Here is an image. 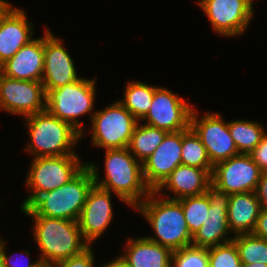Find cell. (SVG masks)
<instances>
[{"instance_id":"34","label":"cell","mask_w":267,"mask_h":267,"mask_svg":"<svg viewBox=\"0 0 267 267\" xmlns=\"http://www.w3.org/2000/svg\"><path fill=\"white\" fill-rule=\"evenodd\" d=\"M253 234L267 240V209H261Z\"/></svg>"},{"instance_id":"6","label":"cell","mask_w":267,"mask_h":267,"mask_svg":"<svg viewBox=\"0 0 267 267\" xmlns=\"http://www.w3.org/2000/svg\"><path fill=\"white\" fill-rule=\"evenodd\" d=\"M95 81L80 78L57 89H45V110L69 123L82 137L84 123L80 122L78 117L88 112L92 113L96 94Z\"/></svg>"},{"instance_id":"9","label":"cell","mask_w":267,"mask_h":267,"mask_svg":"<svg viewBox=\"0 0 267 267\" xmlns=\"http://www.w3.org/2000/svg\"><path fill=\"white\" fill-rule=\"evenodd\" d=\"M195 111L193 109L191 113L190 128L200 138L213 166L239 154L228 123L224 122L220 114L205 113L199 120Z\"/></svg>"},{"instance_id":"2","label":"cell","mask_w":267,"mask_h":267,"mask_svg":"<svg viewBox=\"0 0 267 267\" xmlns=\"http://www.w3.org/2000/svg\"><path fill=\"white\" fill-rule=\"evenodd\" d=\"M156 195V191H151L136 207L157 235L146 238L172 251L192 245L193 236L187 227L181 203L178 200L158 198Z\"/></svg>"},{"instance_id":"19","label":"cell","mask_w":267,"mask_h":267,"mask_svg":"<svg viewBox=\"0 0 267 267\" xmlns=\"http://www.w3.org/2000/svg\"><path fill=\"white\" fill-rule=\"evenodd\" d=\"M33 23L27 21L26 14L13 6L0 19V66L11 59L22 47L33 38Z\"/></svg>"},{"instance_id":"25","label":"cell","mask_w":267,"mask_h":267,"mask_svg":"<svg viewBox=\"0 0 267 267\" xmlns=\"http://www.w3.org/2000/svg\"><path fill=\"white\" fill-rule=\"evenodd\" d=\"M228 128L236 144L238 153L243 154H250L266 134L262 125L248 120L228 122Z\"/></svg>"},{"instance_id":"3","label":"cell","mask_w":267,"mask_h":267,"mask_svg":"<svg viewBox=\"0 0 267 267\" xmlns=\"http://www.w3.org/2000/svg\"><path fill=\"white\" fill-rule=\"evenodd\" d=\"M34 217V240L42 251L41 261L52 263L84 252L91 245L84 239L78 221L62 218Z\"/></svg>"},{"instance_id":"31","label":"cell","mask_w":267,"mask_h":267,"mask_svg":"<svg viewBox=\"0 0 267 267\" xmlns=\"http://www.w3.org/2000/svg\"><path fill=\"white\" fill-rule=\"evenodd\" d=\"M93 254L91 247H89L76 256L55 262L53 267H93L95 261Z\"/></svg>"},{"instance_id":"28","label":"cell","mask_w":267,"mask_h":267,"mask_svg":"<svg viewBox=\"0 0 267 267\" xmlns=\"http://www.w3.org/2000/svg\"><path fill=\"white\" fill-rule=\"evenodd\" d=\"M178 201L181 203L187 227L193 236L207 218L209 199L204 193L199 196L185 197Z\"/></svg>"},{"instance_id":"7","label":"cell","mask_w":267,"mask_h":267,"mask_svg":"<svg viewBox=\"0 0 267 267\" xmlns=\"http://www.w3.org/2000/svg\"><path fill=\"white\" fill-rule=\"evenodd\" d=\"M86 164L77 155L33 158L26 184L31 195L23 201L22 208L29 206L40 194L57 189L72 180Z\"/></svg>"},{"instance_id":"32","label":"cell","mask_w":267,"mask_h":267,"mask_svg":"<svg viewBox=\"0 0 267 267\" xmlns=\"http://www.w3.org/2000/svg\"><path fill=\"white\" fill-rule=\"evenodd\" d=\"M250 156L262 172L267 171V133L261 138L259 144L250 152Z\"/></svg>"},{"instance_id":"5","label":"cell","mask_w":267,"mask_h":267,"mask_svg":"<svg viewBox=\"0 0 267 267\" xmlns=\"http://www.w3.org/2000/svg\"><path fill=\"white\" fill-rule=\"evenodd\" d=\"M25 119L31 139L25 151L31 152L35 158L76 155L72 148L76 146L81 134L69 123L47 110Z\"/></svg>"},{"instance_id":"1","label":"cell","mask_w":267,"mask_h":267,"mask_svg":"<svg viewBox=\"0 0 267 267\" xmlns=\"http://www.w3.org/2000/svg\"><path fill=\"white\" fill-rule=\"evenodd\" d=\"M105 152V178L101 181L96 165L86 164L93 174L94 184L104 190L114 191L119 199L136 208L151 192L143 178L142 163L128 148L109 149ZM143 196L145 197L142 198Z\"/></svg>"},{"instance_id":"10","label":"cell","mask_w":267,"mask_h":267,"mask_svg":"<svg viewBox=\"0 0 267 267\" xmlns=\"http://www.w3.org/2000/svg\"><path fill=\"white\" fill-rule=\"evenodd\" d=\"M261 173L250 154L239 153L214 166L212 184L230 195L255 192Z\"/></svg>"},{"instance_id":"35","label":"cell","mask_w":267,"mask_h":267,"mask_svg":"<svg viewBox=\"0 0 267 267\" xmlns=\"http://www.w3.org/2000/svg\"><path fill=\"white\" fill-rule=\"evenodd\" d=\"M5 243H4V241H3V260H4V267H17V265H16V263L15 262H10L11 261V259L10 258H12L11 256L10 257H8L7 256V254H6V252H5V245H4ZM41 260L40 259H38L37 261H35L34 263H29V264H27V265H25V266H23V267H35L36 265H38L39 264V262H40ZM15 263V264H14ZM21 267V266H20Z\"/></svg>"},{"instance_id":"4","label":"cell","mask_w":267,"mask_h":267,"mask_svg":"<svg viewBox=\"0 0 267 267\" xmlns=\"http://www.w3.org/2000/svg\"><path fill=\"white\" fill-rule=\"evenodd\" d=\"M93 185V174L86 165L72 180L57 189L40 194L29 206L21 209L25 215L78 221Z\"/></svg>"},{"instance_id":"17","label":"cell","mask_w":267,"mask_h":267,"mask_svg":"<svg viewBox=\"0 0 267 267\" xmlns=\"http://www.w3.org/2000/svg\"><path fill=\"white\" fill-rule=\"evenodd\" d=\"M112 210L111 192L94 184L87 194L78 219L81 233L90 245L104 233L111 223Z\"/></svg>"},{"instance_id":"23","label":"cell","mask_w":267,"mask_h":267,"mask_svg":"<svg viewBox=\"0 0 267 267\" xmlns=\"http://www.w3.org/2000/svg\"><path fill=\"white\" fill-rule=\"evenodd\" d=\"M168 132L149 126L136 125L128 149L138 161L144 163L162 143Z\"/></svg>"},{"instance_id":"27","label":"cell","mask_w":267,"mask_h":267,"mask_svg":"<svg viewBox=\"0 0 267 267\" xmlns=\"http://www.w3.org/2000/svg\"><path fill=\"white\" fill-rule=\"evenodd\" d=\"M242 263L262 262L267 264V240L253 233L234 235L232 240Z\"/></svg>"},{"instance_id":"33","label":"cell","mask_w":267,"mask_h":267,"mask_svg":"<svg viewBox=\"0 0 267 267\" xmlns=\"http://www.w3.org/2000/svg\"><path fill=\"white\" fill-rule=\"evenodd\" d=\"M255 192L261 204V209H267V171L261 173Z\"/></svg>"},{"instance_id":"29","label":"cell","mask_w":267,"mask_h":267,"mask_svg":"<svg viewBox=\"0 0 267 267\" xmlns=\"http://www.w3.org/2000/svg\"><path fill=\"white\" fill-rule=\"evenodd\" d=\"M171 267H209L208 248L190 245L173 251Z\"/></svg>"},{"instance_id":"13","label":"cell","mask_w":267,"mask_h":267,"mask_svg":"<svg viewBox=\"0 0 267 267\" xmlns=\"http://www.w3.org/2000/svg\"><path fill=\"white\" fill-rule=\"evenodd\" d=\"M205 194L210 202L207 218L193 235L192 245L209 248L231 242L233 238L225 236L232 233L227 218L230 194L218 189L212 183L207 187Z\"/></svg>"},{"instance_id":"37","label":"cell","mask_w":267,"mask_h":267,"mask_svg":"<svg viewBox=\"0 0 267 267\" xmlns=\"http://www.w3.org/2000/svg\"><path fill=\"white\" fill-rule=\"evenodd\" d=\"M11 6L12 5L10 3L0 0V19L7 13Z\"/></svg>"},{"instance_id":"40","label":"cell","mask_w":267,"mask_h":267,"mask_svg":"<svg viewBox=\"0 0 267 267\" xmlns=\"http://www.w3.org/2000/svg\"><path fill=\"white\" fill-rule=\"evenodd\" d=\"M35 267H53L52 263H47L44 261H40L38 265H36Z\"/></svg>"},{"instance_id":"30","label":"cell","mask_w":267,"mask_h":267,"mask_svg":"<svg viewBox=\"0 0 267 267\" xmlns=\"http://www.w3.org/2000/svg\"><path fill=\"white\" fill-rule=\"evenodd\" d=\"M209 267H241L238 249L233 241L209 247Z\"/></svg>"},{"instance_id":"38","label":"cell","mask_w":267,"mask_h":267,"mask_svg":"<svg viewBox=\"0 0 267 267\" xmlns=\"http://www.w3.org/2000/svg\"><path fill=\"white\" fill-rule=\"evenodd\" d=\"M241 267H267V264H264L262 262H257V263H242Z\"/></svg>"},{"instance_id":"16","label":"cell","mask_w":267,"mask_h":267,"mask_svg":"<svg viewBox=\"0 0 267 267\" xmlns=\"http://www.w3.org/2000/svg\"><path fill=\"white\" fill-rule=\"evenodd\" d=\"M44 35V89H57L80 79L70 54L49 29Z\"/></svg>"},{"instance_id":"11","label":"cell","mask_w":267,"mask_h":267,"mask_svg":"<svg viewBox=\"0 0 267 267\" xmlns=\"http://www.w3.org/2000/svg\"><path fill=\"white\" fill-rule=\"evenodd\" d=\"M45 97L41 81L12 79L0 73V109L25 118L45 110Z\"/></svg>"},{"instance_id":"24","label":"cell","mask_w":267,"mask_h":267,"mask_svg":"<svg viewBox=\"0 0 267 267\" xmlns=\"http://www.w3.org/2000/svg\"><path fill=\"white\" fill-rule=\"evenodd\" d=\"M155 88L140 81L129 82L124 90V100L119 102L140 121L150 109Z\"/></svg>"},{"instance_id":"21","label":"cell","mask_w":267,"mask_h":267,"mask_svg":"<svg viewBox=\"0 0 267 267\" xmlns=\"http://www.w3.org/2000/svg\"><path fill=\"white\" fill-rule=\"evenodd\" d=\"M260 211L256 192L231 194L227 212L230 231L235 235L253 233Z\"/></svg>"},{"instance_id":"14","label":"cell","mask_w":267,"mask_h":267,"mask_svg":"<svg viewBox=\"0 0 267 267\" xmlns=\"http://www.w3.org/2000/svg\"><path fill=\"white\" fill-rule=\"evenodd\" d=\"M214 31L225 36L241 35L253 16L251 0H200Z\"/></svg>"},{"instance_id":"22","label":"cell","mask_w":267,"mask_h":267,"mask_svg":"<svg viewBox=\"0 0 267 267\" xmlns=\"http://www.w3.org/2000/svg\"><path fill=\"white\" fill-rule=\"evenodd\" d=\"M122 257L130 267H171L172 250L146 237L129 239Z\"/></svg>"},{"instance_id":"8","label":"cell","mask_w":267,"mask_h":267,"mask_svg":"<svg viewBox=\"0 0 267 267\" xmlns=\"http://www.w3.org/2000/svg\"><path fill=\"white\" fill-rule=\"evenodd\" d=\"M91 120L92 143L105 150L127 148L139 123L119 101L93 112Z\"/></svg>"},{"instance_id":"18","label":"cell","mask_w":267,"mask_h":267,"mask_svg":"<svg viewBox=\"0 0 267 267\" xmlns=\"http://www.w3.org/2000/svg\"><path fill=\"white\" fill-rule=\"evenodd\" d=\"M44 72V37L22 46L0 66V73L12 79L42 81Z\"/></svg>"},{"instance_id":"36","label":"cell","mask_w":267,"mask_h":267,"mask_svg":"<svg viewBox=\"0 0 267 267\" xmlns=\"http://www.w3.org/2000/svg\"><path fill=\"white\" fill-rule=\"evenodd\" d=\"M102 267H130V265L122 257V255L121 256L119 255V257L115 258L110 263H106V265H104Z\"/></svg>"},{"instance_id":"20","label":"cell","mask_w":267,"mask_h":267,"mask_svg":"<svg viewBox=\"0 0 267 267\" xmlns=\"http://www.w3.org/2000/svg\"><path fill=\"white\" fill-rule=\"evenodd\" d=\"M212 172L213 169H199L180 164L155 191L160 194L162 188H168L174 197L169 195L167 199L172 200L199 196L204 194L212 183Z\"/></svg>"},{"instance_id":"15","label":"cell","mask_w":267,"mask_h":267,"mask_svg":"<svg viewBox=\"0 0 267 267\" xmlns=\"http://www.w3.org/2000/svg\"><path fill=\"white\" fill-rule=\"evenodd\" d=\"M182 131L168 133L152 155L142 163L143 178L155 191L182 164Z\"/></svg>"},{"instance_id":"12","label":"cell","mask_w":267,"mask_h":267,"mask_svg":"<svg viewBox=\"0 0 267 267\" xmlns=\"http://www.w3.org/2000/svg\"><path fill=\"white\" fill-rule=\"evenodd\" d=\"M193 109L169 89L156 87L150 109L142 120L168 133L179 132L190 128Z\"/></svg>"},{"instance_id":"26","label":"cell","mask_w":267,"mask_h":267,"mask_svg":"<svg viewBox=\"0 0 267 267\" xmlns=\"http://www.w3.org/2000/svg\"><path fill=\"white\" fill-rule=\"evenodd\" d=\"M182 164L199 169H214L206 148L195 132L189 128L182 130Z\"/></svg>"},{"instance_id":"39","label":"cell","mask_w":267,"mask_h":267,"mask_svg":"<svg viewBox=\"0 0 267 267\" xmlns=\"http://www.w3.org/2000/svg\"><path fill=\"white\" fill-rule=\"evenodd\" d=\"M0 267H4V260H3V241H0Z\"/></svg>"}]
</instances>
